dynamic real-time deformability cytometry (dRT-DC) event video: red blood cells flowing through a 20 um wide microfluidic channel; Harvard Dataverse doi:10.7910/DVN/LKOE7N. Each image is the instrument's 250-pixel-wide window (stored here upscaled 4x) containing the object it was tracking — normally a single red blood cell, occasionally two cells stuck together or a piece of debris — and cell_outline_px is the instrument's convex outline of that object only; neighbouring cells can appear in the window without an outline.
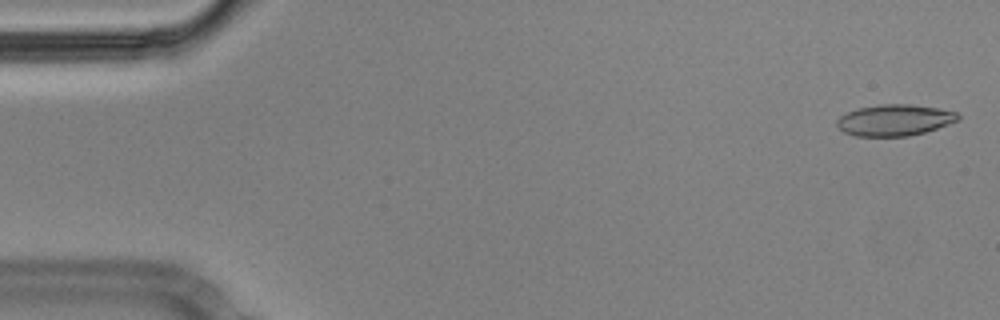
{"species": "Egyptian fruit bat (a non-hibernating species)", "species_latin": "Rousettus aegyptiacus", "temperature_condition": "cold", "stored_images_in_passage": 56, "camera_frame_rate_fps": 3000, "um_per_image_px": 0.085, "animal": {"sex": "male"}, "frame": {"image": 1, "passage_image": 2, "time_ms": 0.333, "image_size_px": [1000, 320], "cell_outline_px": [[960, 116], [956, 120], [948, 124], [924, 132], [908, 136], [856, 136], [844, 132], [836, 124], [836, 120], [840, 116], [848, 112], [860, 108], [880, 104], [912, 104], [936, 108], [956, 112]], "centroid_in_image_um": [76.01, 10.21], "position_along_channel_um": 9.0, "area_um2": 21.79}}
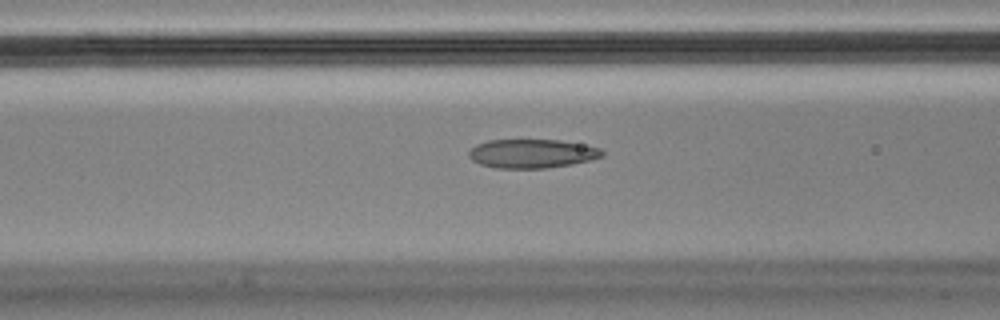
{"frame": {"image": 2, "passage_image": 22, "time_ms": 7.0, "image_size_px": [1000, 320], "cell_outline_px": [[604, 156], [592, 160], [572, 164], [548, 168], [496, 168], [480, 164], [472, 160], [468, 156], [468, 152], [476, 144], [488, 140], [560, 140], [600, 148], [604, 152]], "centroid_in_image_um": [45.22, 13.06], "position_along_channel_um": 121.4, "area_um2": 22.48}}
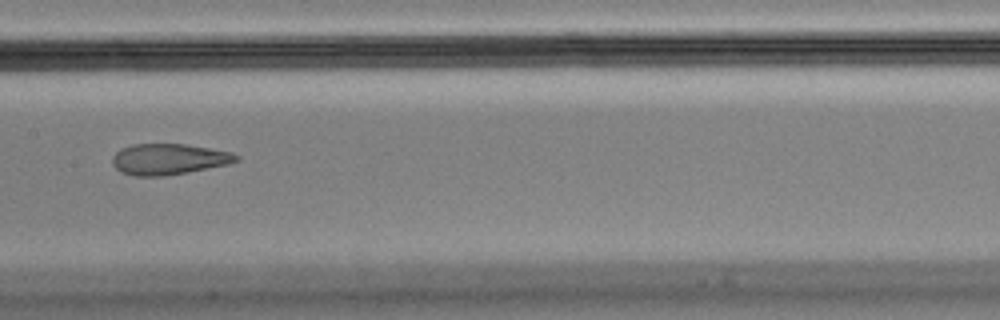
{"frame": {"image": 3, "passage_image": 28, "time_ms": 9.0, "image_size_px": [1000, 320], "cell_outline_px": [[240, 160], [228, 164], [188, 172], [164, 176], [136, 176], [120, 172], [112, 164], [112, 156], [120, 148], [132, 144], [184, 144], [232, 152], [240, 156]], "centroid_in_image_um": [14.33, 13.53], "position_along_channel_um": 193.1, "area_um2": 22.43}, "authors_computed_cell_mechanics": {"area_um2": 23.3512, "velocity_mm_per_s": 3.5716, "shape_relaxation_time_tau1_ms": null, "shape_relaxation_time_tau2_ms": 1.8948, "deformation_change_tau1": null, "deformation_change_tau2": 0.0939}}